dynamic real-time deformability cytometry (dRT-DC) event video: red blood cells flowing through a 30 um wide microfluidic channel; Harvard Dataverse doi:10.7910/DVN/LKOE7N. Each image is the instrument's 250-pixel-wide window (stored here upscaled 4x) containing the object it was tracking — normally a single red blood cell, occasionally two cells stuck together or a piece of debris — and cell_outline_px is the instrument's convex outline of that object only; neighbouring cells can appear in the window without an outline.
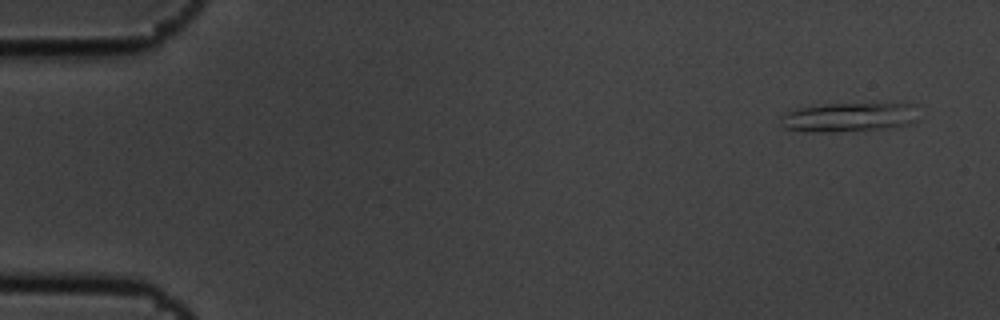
{"species": "common noctule bat (a hibernating species)", "species_latin": "Nyctalus noctula", "temperature_condition": "cold", "stored_images_in_passage": 9, "camera_frame_rate_fps": 3000, "um_per_image_px": 0.085, "animal": {"sex": "male", "body_mass_g": 19.5, "forearm_length_mm": 54.6}, "frame": {"image": 1, "passage_image": 1, "time_ms": 0.0, "image_size_px": [1000, 320], "cell_outline_px": [[916, 120], [912, 124], [892, 128], [836, 132], [808, 132], [784, 128], [780, 124], [780, 116], [788, 112], [800, 108], [824, 104], [916, 104]], "centroid_in_image_um": [72.16, 9.98], "position_along_channel_um": 12.8, "area_um2": 23.58}}
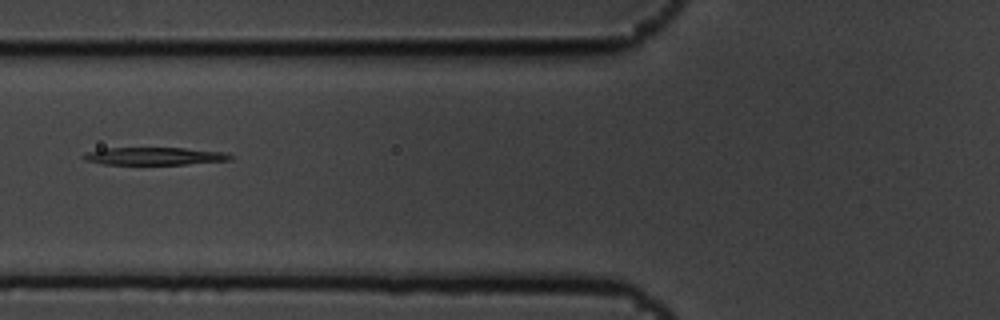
{"frame": {"image": 2, "passage_image": 6, "time_ms": 1.667, "image_size_px": [1000, 320], "cell_outline_px": [[232, 160], [184, 164], [104, 164], [84, 160], [80, 156], [84, 152], [104, 148], [184, 148], [228, 152], [232, 156]], "centroid_in_image_um": [13.11, 13.26], "position_along_channel_um": 112.7, "area_um2": 15.14}}
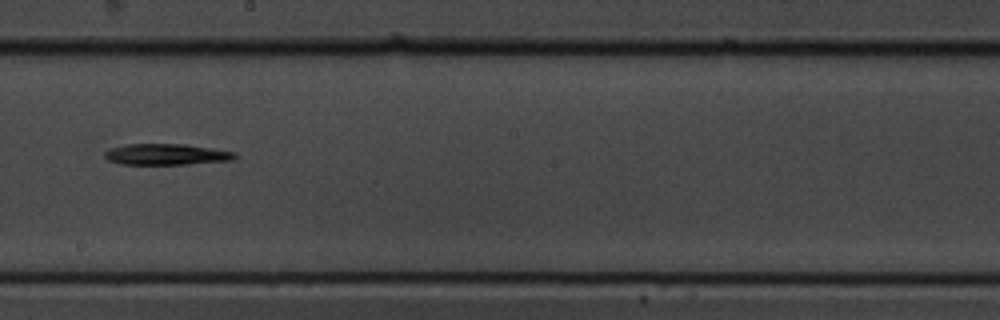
{"frame": {"image": 3, "passage_image": 9, "time_ms": 2.667, "image_size_px": [1000, 320], "cell_outline_px": [[240, 156], [232, 160], [188, 164], [120, 164], [108, 160], [104, 156], [104, 152], [108, 148], [128, 144], [184, 144], [212, 148], [236, 152]], "centroid_in_image_um": [14.15, 13.12], "position_along_channel_um": 234.0, "area_um2": 16.13}}